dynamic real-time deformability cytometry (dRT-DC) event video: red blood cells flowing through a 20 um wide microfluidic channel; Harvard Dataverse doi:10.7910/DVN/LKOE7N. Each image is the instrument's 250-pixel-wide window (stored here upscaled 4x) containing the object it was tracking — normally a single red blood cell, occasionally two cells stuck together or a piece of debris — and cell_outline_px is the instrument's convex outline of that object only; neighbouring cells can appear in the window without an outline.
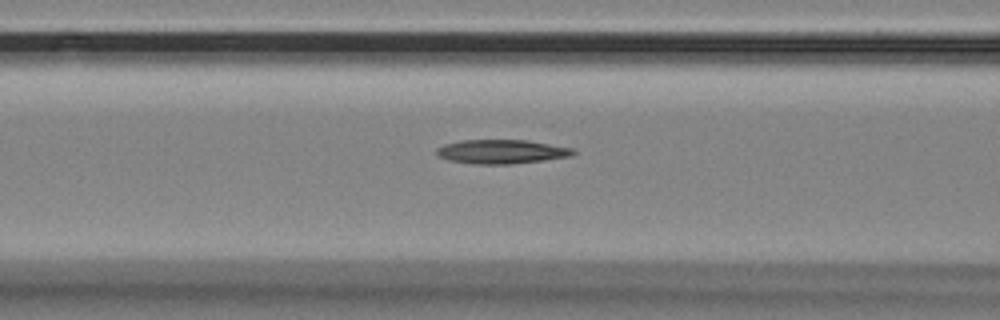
{"species": "Egyptian fruit bat (a non-hibernating species)", "species_latin": "Rousettus aegyptiacus", "temperature_condition": "room temperature", "stored_images_in_passage": 39, "camera_frame_rate_fps": 3000, "um_per_image_px": 0.085, "animal": {"sex": "female"}, "frame": {"image": 1, "passage_image": 8, "time_ms": 2.333, "image_size_px": [1000, 320], "cell_outline_px": [[576, 152], [572, 156], [544, 160], [512, 164], [476, 164], [448, 160], [440, 156], [436, 152], [436, 148], [444, 144], [460, 140], [528, 140], [572, 148]], "centroid_in_image_um": [42.63, 12.89], "position_along_channel_um": 124.0, "area_um2": 19.13}}
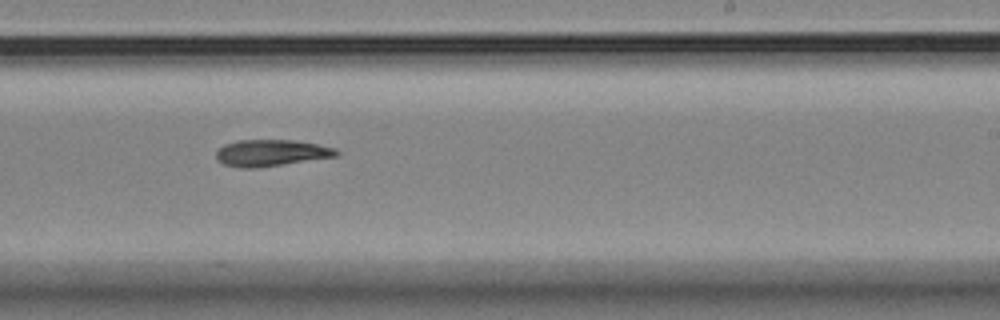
{"frame": {"image": 2, "passage_image": 20, "time_ms": 6.333, "image_size_px": [1000, 320], "cell_outline_px": [[340, 152], [336, 156], [260, 168], [240, 168], [224, 164], [216, 160], [216, 152], [224, 144], [236, 140], [296, 140], [336, 148]], "centroid_in_image_um": [23.02, 13.0], "position_along_channel_um": 266.0, "area_um2": 18.73}}
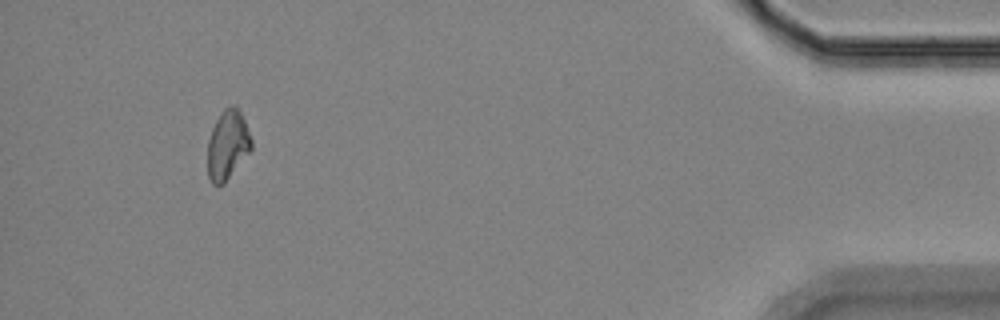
{"frame": {"image": 3, "passage_image": 38, "time_ms": 12.333, "image_size_px": [1000, 320], "cell_outline_px": [[252, 148], [224, 184], [212, 184], [208, 176], [208, 140], [212, 128], [216, 120], [224, 108], [232, 104], [240, 112], [244, 120], [252, 140]], "centroid_in_image_um": [19.34, 12.32], "position_along_channel_um": 415.9, "area_um2": 17.46}}